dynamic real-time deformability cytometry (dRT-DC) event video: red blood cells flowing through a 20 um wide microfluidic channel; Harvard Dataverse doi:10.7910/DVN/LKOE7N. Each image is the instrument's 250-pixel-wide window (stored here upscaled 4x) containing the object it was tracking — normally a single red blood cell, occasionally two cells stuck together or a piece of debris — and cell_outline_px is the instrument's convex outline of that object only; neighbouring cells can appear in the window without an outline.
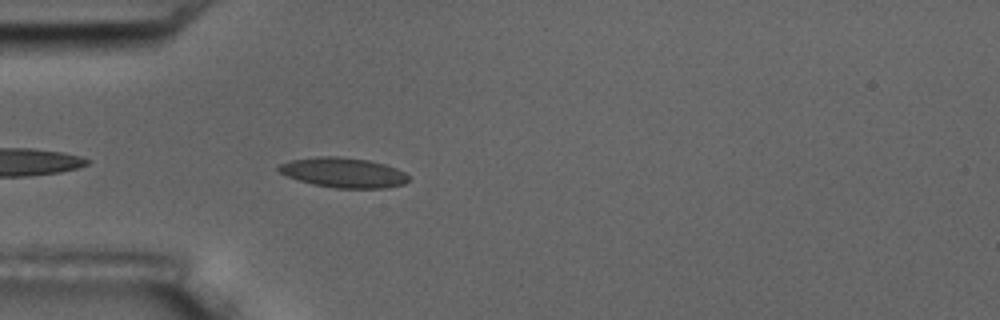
{"species": "common noctule bat (a hibernating species)", "species_latin": "Nyctalus noctula", "temperature_condition": "room temperature", "stored_images_in_passage": 5, "camera_frame_rate_fps": 3000, "um_per_image_px": 0.085, "animal": {"sex": "male", "body_mass_g": 17.5, "forearm_length_mm": 52.3}, "frame": {"image": 1, "passage_image": 5, "time_ms": 4.667, "image_size_px": [1000, 320], "cell_outline_px": [[408, 180], [404, 184], [388, 188], [336, 188], [312, 184], [288, 176], [280, 172], [276, 168], [280, 164], [292, 160], [316, 156], [340, 156], [368, 160], [384, 164], [396, 168], [404, 172], [408, 176]], "centroid_in_image_um": [29.2, 14.67], "position_along_channel_um": 55.8, "area_um2": 22.6}}